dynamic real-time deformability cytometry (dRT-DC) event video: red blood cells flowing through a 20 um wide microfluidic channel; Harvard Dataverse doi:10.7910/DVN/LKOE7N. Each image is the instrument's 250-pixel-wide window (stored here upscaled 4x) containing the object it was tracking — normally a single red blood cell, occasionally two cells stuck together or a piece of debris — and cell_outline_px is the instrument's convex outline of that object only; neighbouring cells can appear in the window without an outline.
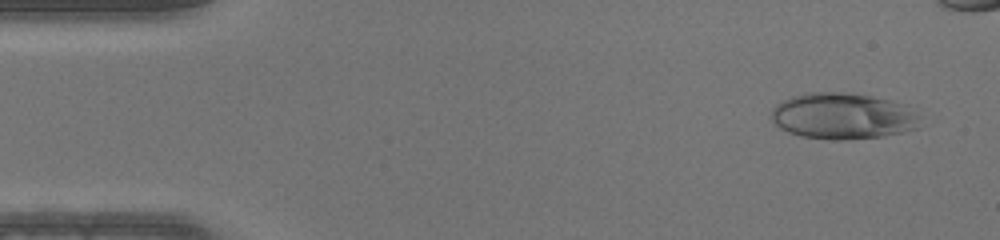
{"species": "human", "species_latin": "Homo sapiens", "temperature_condition": "warm", "stored_images_in_passage": 41, "camera_frame_rate_fps": 3000, "um_per_image_px": 0.085, "donor": {"sex": "male"}, "frame": {"image": 1, "passage_image": 3, "time_ms": 0.667, "image_size_px": [1000, 240], "cell_outline_px": [[920, 128], [884, 136], [844, 140], [828, 140], [800, 136], [788, 132], [780, 128], [772, 120], [772, 108], [776, 104], [792, 96], [808, 92], [844, 92], [872, 96], [892, 100], [908, 104], [920, 116]], "centroid_in_image_um": [71.69, 9.87], "position_along_channel_um": 13.3, "area_um2": 40.69}}
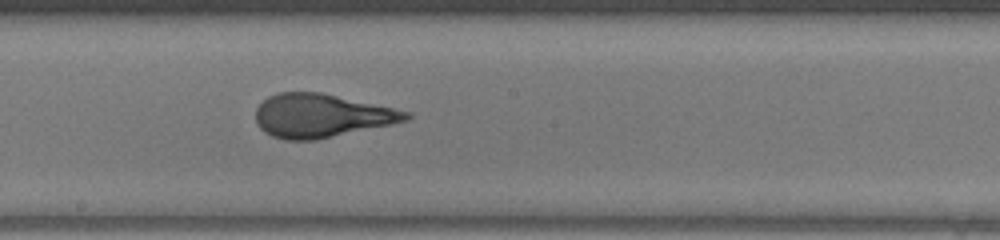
{"frame": {"image": 2, "passage_image": 25, "time_ms": 8.0, "image_size_px": [1000, 240], "cell_outline_px": [[412, 116], [408, 120], [392, 124], [316, 140], [284, 140], [272, 136], [264, 132], [256, 124], [256, 108], [268, 96], [276, 92], [320, 92], [412, 112]], "centroid_in_image_um": [27.3, 9.84], "position_along_channel_um": 220.9, "area_um2": 38.15}}
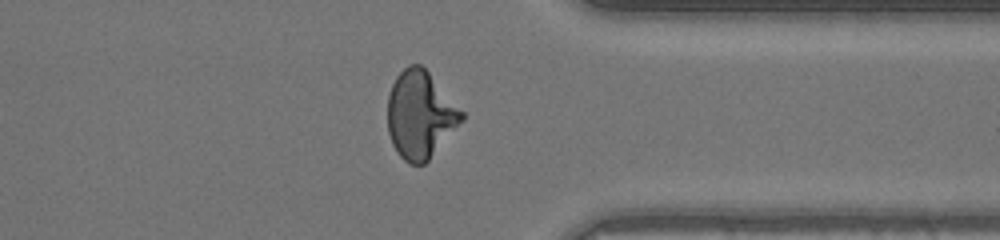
{"frame": {"image": 3, "passage_image": 36, "time_ms": 11.667, "image_size_px": [1000, 240], "cell_outline_px": [[464, 120], [428, 160], [424, 164], [408, 164], [396, 152], [392, 144], [388, 132], [388, 96], [392, 84], [396, 76], [408, 64], [420, 64], [428, 72], [464, 112]], "centroid_in_image_um": [35.71, 9.76], "position_along_channel_um": 375.7, "area_um2": 37.63}}